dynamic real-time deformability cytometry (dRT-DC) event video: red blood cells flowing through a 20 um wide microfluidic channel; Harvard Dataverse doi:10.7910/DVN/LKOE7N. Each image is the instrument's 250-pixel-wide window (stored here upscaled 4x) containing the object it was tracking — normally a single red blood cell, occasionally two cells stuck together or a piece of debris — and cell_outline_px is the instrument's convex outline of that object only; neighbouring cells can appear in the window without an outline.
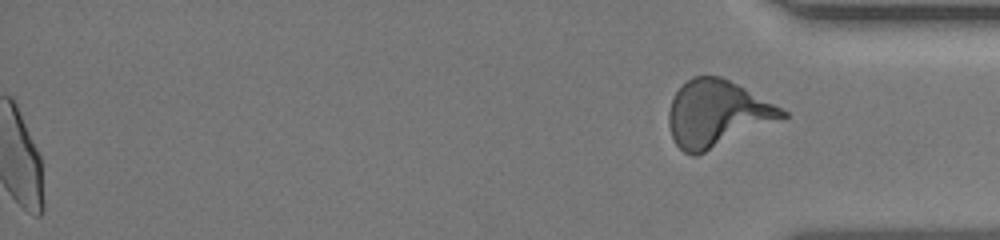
{"species": "human", "species_latin": "Homo sapiens", "temperature_condition": "room temperature", "stored_images_in_passage": 31, "segment_of_instrument_passage": [2, 2], "camera_frame_rate_fps": 3000, "um_per_image_px": 0.085, "donor": {"sex": "female"}, "frame": {"image": 1, "passage_image": 31, "time_ms": 16.333, "image_size_px": [1000, 240], "cell_outline_px": [[788, 116], [696, 156], [692, 156], [684, 152], [676, 144], [672, 136], [668, 124], [668, 112], [672, 100], [676, 92], [692, 76], [720, 76], [744, 88], [788, 112]], "centroid_in_image_um": [60.91, 9.67], "position_along_channel_um": 374.3, "area_um2": 43.23}}